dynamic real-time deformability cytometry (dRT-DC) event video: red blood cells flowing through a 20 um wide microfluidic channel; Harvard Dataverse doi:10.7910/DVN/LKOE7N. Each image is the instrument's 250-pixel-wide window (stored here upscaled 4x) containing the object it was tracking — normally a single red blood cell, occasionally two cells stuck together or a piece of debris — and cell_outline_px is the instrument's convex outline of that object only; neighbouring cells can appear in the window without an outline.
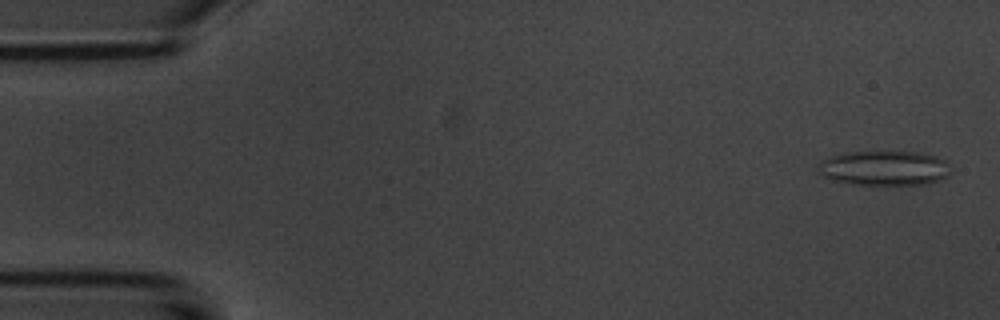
{"species": "common noctule bat (a hibernating species)", "species_latin": "Nyctalus noctula", "temperature_condition": "room temperature", "stored_images_in_passage": 5, "camera_frame_rate_fps": 3000, "um_per_image_px": 0.085, "animal": {"sex": "male", "body_mass_g": 20.1, "forearm_length_mm": 53.5}, "frame": {"image": 1, "passage_image": 1, "time_ms": 0.0, "image_size_px": [1000, 320], "cell_outline_px": [[948, 176], [928, 184], [852, 184], [832, 180], [816, 172], [816, 168], [820, 160], [840, 152], [920, 152], [936, 156], [944, 160], [948, 172]], "centroid_in_image_um": [75.06, 14.28], "position_along_channel_um": 9.9, "area_um2": 26.82}}
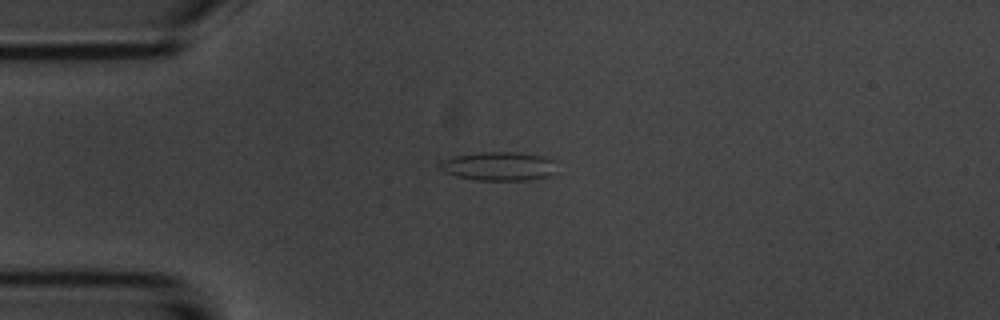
{"frame": {"image": 2, "passage_image": 4, "time_ms": 3.667, "image_size_px": [1000, 320], "cell_outline_px": [[556, 172], [552, 176], [528, 180], [476, 180], [456, 176], [444, 172], [436, 168], [436, 164], [440, 160], [456, 156], [480, 152], [516, 152], [548, 156], [556, 160]], "centroid_in_image_um": [42.42, 14.12], "position_along_channel_um": 42.6, "area_um2": 20.23}}